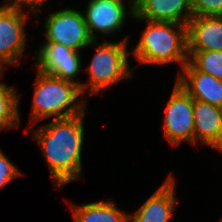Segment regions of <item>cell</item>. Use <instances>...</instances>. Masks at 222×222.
<instances>
[{"label": "cell", "mask_w": 222, "mask_h": 222, "mask_svg": "<svg viewBox=\"0 0 222 222\" xmlns=\"http://www.w3.org/2000/svg\"><path fill=\"white\" fill-rule=\"evenodd\" d=\"M3 64H4V66H6V64L5 63H3L2 61H0V79H2L3 78V70H4V67H3ZM4 83H1L0 82V85H3Z\"/></svg>", "instance_id": "21"}, {"label": "cell", "mask_w": 222, "mask_h": 222, "mask_svg": "<svg viewBox=\"0 0 222 222\" xmlns=\"http://www.w3.org/2000/svg\"><path fill=\"white\" fill-rule=\"evenodd\" d=\"M20 96L13 86L0 85V131L20 125Z\"/></svg>", "instance_id": "16"}, {"label": "cell", "mask_w": 222, "mask_h": 222, "mask_svg": "<svg viewBox=\"0 0 222 222\" xmlns=\"http://www.w3.org/2000/svg\"><path fill=\"white\" fill-rule=\"evenodd\" d=\"M24 12L0 5V61L6 65L19 66L27 45L24 27L29 16Z\"/></svg>", "instance_id": "7"}, {"label": "cell", "mask_w": 222, "mask_h": 222, "mask_svg": "<svg viewBox=\"0 0 222 222\" xmlns=\"http://www.w3.org/2000/svg\"><path fill=\"white\" fill-rule=\"evenodd\" d=\"M137 1H138V0H131V2H132L133 4H135Z\"/></svg>", "instance_id": "22"}, {"label": "cell", "mask_w": 222, "mask_h": 222, "mask_svg": "<svg viewBox=\"0 0 222 222\" xmlns=\"http://www.w3.org/2000/svg\"><path fill=\"white\" fill-rule=\"evenodd\" d=\"M196 16H222V0H191Z\"/></svg>", "instance_id": "18"}, {"label": "cell", "mask_w": 222, "mask_h": 222, "mask_svg": "<svg viewBox=\"0 0 222 222\" xmlns=\"http://www.w3.org/2000/svg\"><path fill=\"white\" fill-rule=\"evenodd\" d=\"M132 53L139 64L164 65L176 62L183 67L188 61L187 27L170 22L146 21ZM175 28V29H174Z\"/></svg>", "instance_id": "2"}, {"label": "cell", "mask_w": 222, "mask_h": 222, "mask_svg": "<svg viewBox=\"0 0 222 222\" xmlns=\"http://www.w3.org/2000/svg\"><path fill=\"white\" fill-rule=\"evenodd\" d=\"M189 62L200 72L222 81V51H188Z\"/></svg>", "instance_id": "17"}, {"label": "cell", "mask_w": 222, "mask_h": 222, "mask_svg": "<svg viewBox=\"0 0 222 222\" xmlns=\"http://www.w3.org/2000/svg\"><path fill=\"white\" fill-rule=\"evenodd\" d=\"M178 72L176 82L193 100L222 108V81L210 74L198 71L189 61Z\"/></svg>", "instance_id": "11"}, {"label": "cell", "mask_w": 222, "mask_h": 222, "mask_svg": "<svg viewBox=\"0 0 222 222\" xmlns=\"http://www.w3.org/2000/svg\"><path fill=\"white\" fill-rule=\"evenodd\" d=\"M36 77L31 123L51 116H55V119L67 118L85 112L87 101L77 84L39 70Z\"/></svg>", "instance_id": "3"}, {"label": "cell", "mask_w": 222, "mask_h": 222, "mask_svg": "<svg viewBox=\"0 0 222 222\" xmlns=\"http://www.w3.org/2000/svg\"><path fill=\"white\" fill-rule=\"evenodd\" d=\"M187 51H222V16H196L187 24Z\"/></svg>", "instance_id": "14"}, {"label": "cell", "mask_w": 222, "mask_h": 222, "mask_svg": "<svg viewBox=\"0 0 222 222\" xmlns=\"http://www.w3.org/2000/svg\"><path fill=\"white\" fill-rule=\"evenodd\" d=\"M5 1L6 6L12 7V8H18L23 9L22 7L25 5L28 6L31 11H34V13L37 16V13L40 12L41 6L47 1V0H3ZM24 4V5H23Z\"/></svg>", "instance_id": "20"}, {"label": "cell", "mask_w": 222, "mask_h": 222, "mask_svg": "<svg viewBox=\"0 0 222 222\" xmlns=\"http://www.w3.org/2000/svg\"><path fill=\"white\" fill-rule=\"evenodd\" d=\"M93 40L92 44L97 46V50L91 60V63L86 67L89 74V83H82L81 92L84 94L88 91L89 95L99 94L102 90L120 82L121 80L132 78L133 74L129 67V57L131 55L128 50L127 37L119 42L103 43ZM88 89V90H87Z\"/></svg>", "instance_id": "4"}, {"label": "cell", "mask_w": 222, "mask_h": 222, "mask_svg": "<svg viewBox=\"0 0 222 222\" xmlns=\"http://www.w3.org/2000/svg\"><path fill=\"white\" fill-rule=\"evenodd\" d=\"M114 201H97L84 205L69 202L74 222H129V213L118 209Z\"/></svg>", "instance_id": "15"}, {"label": "cell", "mask_w": 222, "mask_h": 222, "mask_svg": "<svg viewBox=\"0 0 222 222\" xmlns=\"http://www.w3.org/2000/svg\"><path fill=\"white\" fill-rule=\"evenodd\" d=\"M193 99L175 82L168 99L164 117V136L168 142L177 146L182 142L194 145Z\"/></svg>", "instance_id": "6"}, {"label": "cell", "mask_w": 222, "mask_h": 222, "mask_svg": "<svg viewBox=\"0 0 222 222\" xmlns=\"http://www.w3.org/2000/svg\"><path fill=\"white\" fill-rule=\"evenodd\" d=\"M194 144L201 142L219 150L222 147V108L193 100Z\"/></svg>", "instance_id": "13"}, {"label": "cell", "mask_w": 222, "mask_h": 222, "mask_svg": "<svg viewBox=\"0 0 222 222\" xmlns=\"http://www.w3.org/2000/svg\"><path fill=\"white\" fill-rule=\"evenodd\" d=\"M46 41L67 46L75 51L92 45L85 18L82 12L74 8L55 11L45 19Z\"/></svg>", "instance_id": "5"}, {"label": "cell", "mask_w": 222, "mask_h": 222, "mask_svg": "<svg viewBox=\"0 0 222 222\" xmlns=\"http://www.w3.org/2000/svg\"><path fill=\"white\" fill-rule=\"evenodd\" d=\"M129 12H126L124 0H89L86 12H84L85 22L90 36L97 40V34L113 35L116 31H121L126 20V16H134V4L129 1Z\"/></svg>", "instance_id": "9"}, {"label": "cell", "mask_w": 222, "mask_h": 222, "mask_svg": "<svg viewBox=\"0 0 222 222\" xmlns=\"http://www.w3.org/2000/svg\"><path fill=\"white\" fill-rule=\"evenodd\" d=\"M175 183L170 174L134 214L129 213V222H169L176 208Z\"/></svg>", "instance_id": "12"}, {"label": "cell", "mask_w": 222, "mask_h": 222, "mask_svg": "<svg viewBox=\"0 0 222 222\" xmlns=\"http://www.w3.org/2000/svg\"><path fill=\"white\" fill-rule=\"evenodd\" d=\"M84 116L85 112L67 118H53L50 123L25 131L31 133L42 150L56 188H63L82 177Z\"/></svg>", "instance_id": "1"}, {"label": "cell", "mask_w": 222, "mask_h": 222, "mask_svg": "<svg viewBox=\"0 0 222 222\" xmlns=\"http://www.w3.org/2000/svg\"><path fill=\"white\" fill-rule=\"evenodd\" d=\"M136 20L186 25L194 16L191 0H138L134 4Z\"/></svg>", "instance_id": "10"}, {"label": "cell", "mask_w": 222, "mask_h": 222, "mask_svg": "<svg viewBox=\"0 0 222 222\" xmlns=\"http://www.w3.org/2000/svg\"><path fill=\"white\" fill-rule=\"evenodd\" d=\"M42 44L36 51L37 70L77 84L81 88L82 83L74 79L82 66L80 52L55 42H43Z\"/></svg>", "instance_id": "8"}, {"label": "cell", "mask_w": 222, "mask_h": 222, "mask_svg": "<svg viewBox=\"0 0 222 222\" xmlns=\"http://www.w3.org/2000/svg\"><path fill=\"white\" fill-rule=\"evenodd\" d=\"M21 175L18 167L12 163L0 149V188L2 189L11 180Z\"/></svg>", "instance_id": "19"}]
</instances>
